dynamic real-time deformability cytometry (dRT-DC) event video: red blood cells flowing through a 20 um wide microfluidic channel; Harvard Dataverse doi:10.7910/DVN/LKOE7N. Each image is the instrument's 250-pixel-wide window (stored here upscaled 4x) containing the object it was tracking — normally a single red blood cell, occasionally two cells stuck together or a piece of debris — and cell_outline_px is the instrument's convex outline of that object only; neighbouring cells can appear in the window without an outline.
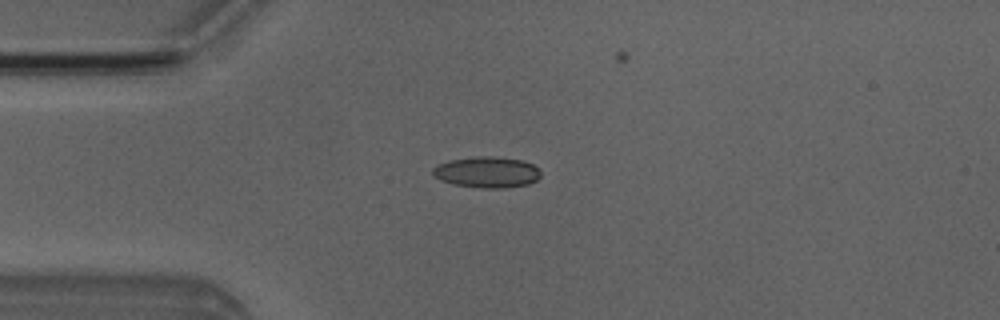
{"species": "Egyptian fruit bat (a non-hibernating species)", "species_latin": "Rousettus aegyptiacus", "temperature_condition": "room temperature", "stored_images_in_passage": 3, "camera_frame_rate_fps": 3000, "um_per_image_px": 0.085, "animal": {"sex": "male"}, "frame": {"image": 1, "passage_image": 2, "time_ms": 1.0, "image_size_px": [1000, 320], "cell_outline_px": [[540, 176], [536, 180], [528, 184], [504, 188], [480, 188], [452, 184], [440, 180], [432, 176], [432, 168], [440, 164], [452, 160], [476, 156], [492, 156], [520, 160], [532, 164], [540, 168]], "centroid_in_image_um": [41.38, 14.64], "position_along_channel_um": 43.6, "area_um2": 19.54}}
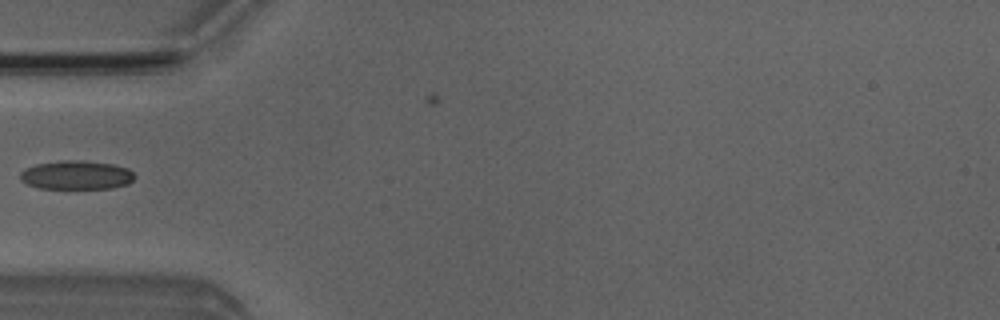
{"frame": {"image": 2, "passage_image": 3, "time_ms": 2.333, "image_size_px": [1000, 320], "cell_outline_px": [[136, 176], [128, 184], [112, 188], [40, 188], [28, 184], [20, 180], [20, 172], [24, 168], [36, 164], [60, 160], [84, 160], [112, 164], [128, 168]], "centroid_in_image_um": [6.49, 14.87], "position_along_channel_um": 78.5, "area_um2": 19.31}}